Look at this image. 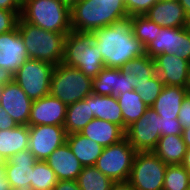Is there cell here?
<instances>
[{"label":"cell","instance_id":"1","mask_svg":"<svg viewBox=\"0 0 190 190\" xmlns=\"http://www.w3.org/2000/svg\"><path fill=\"white\" fill-rule=\"evenodd\" d=\"M90 34L105 67L120 69L131 59L145 54V47L134 36L131 16L95 29Z\"/></svg>","mask_w":190,"mask_h":190},{"label":"cell","instance_id":"2","mask_svg":"<svg viewBox=\"0 0 190 190\" xmlns=\"http://www.w3.org/2000/svg\"><path fill=\"white\" fill-rule=\"evenodd\" d=\"M70 14L72 31L77 33H91L129 16L124 0H80Z\"/></svg>","mask_w":190,"mask_h":190},{"label":"cell","instance_id":"3","mask_svg":"<svg viewBox=\"0 0 190 190\" xmlns=\"http://www.w3.org/2000/svg\"><path fill=\"white\" fill-rule=\"evenodd\" d=\"M17 28L29 59L45 61L54 66L62 63L64 41L67 34L44 30L24 21L21 17L18 20Z\"/></svg>","mask_w":190,"mask_h":190},{"label":"cell","instance_id":"4","mask_svg":"<svg viewBox=\"0 0 190 190\" xmlns=\"http://www.w3.org/2000/svg\"><path fill=\"white\" fill-rule=\"evenodd\" d=\"M20 17L47 31L62 34L72 31L70 7L59 0H25Z\"/></svg>","mask_w":190,"mask_h":190},{"label":"cell","instance_id":"5","mask_svg":"<svg viewBox=\"0 0 190 190\" xmlns=\"http://www.w3.org/2000/svg\"><path fill=\"white\" fill-rule=\"evenodd\" d=\"M62 63L78 68L86 76L94 79L105 67L101 53L90 33L71 31L65 37Z\"/></svg>","mask_w":190,"mask_h":190},{"label":"cell","instance_id":"6","mask_svg":"<svg viewBox=\"0 0 190 190\" xmlns=\"http://www.w3.org/2000/svg\"><path fill=\"white\" fill-rule=\"evenodd\" d=\"M93 93V79L78 68L60 63L51 75L50 94L66 106L85 99Z\"/></svg>","mask_w":190,"mask_h":190},{"label":"cell","instance_id":"7","mask_svg":"<svg viewBox=\"0 0 190 190\" xmlns=\"http://www.w3.org/2000/svg\"><path fill=\"white\" fill-rule=\"evenodd\" d=\"M136 153L124 138L118 143L104 147L95 167L113 182L128 181Z\"/></svg>","mask_w":190,"mask_h":190},{"label":"cell","instance_id":"8","mask_svg":"<svg viewBox=\"0 0 190 190\" xmlns=\"http://www.w3.org/2000/svg\"><path fill=\"white\" fill-rule=\"evenodd\" d=\"M167 165L153 152H137L128 182L135 190H163Z\"/></svg>","mask_w":190,"mask_h":190},{"label":"cell","instance_id":"9","mask_svg":"<svg viewBox=\"0 0 190 190\" xmlns=\"http://www.w3.org/2000/svg\"><path fill=\"white\" fill-rule=\"evenodd\" d=\"M54 65L45 61L27 59L14 74V82L32 100H38L50 94L51 75Z\"/></svg>","mask_w":190,"mask_h":190},{"label":"cell","instance_id":"10","mask_svg":"<svg viewBox=\"0 0 190 190\" xmlns=\"http://www.w3.org/2000/svg\"><path fill=\"white\" fill-rule=\"evenodd\" d=\"M160 137V116L150 107L125 131V138L137 152L153 151Z\"/></svg>","mask_w":190,"mask_h":190},{"label":"cell","instance_id":"11","mask_svg":"<svg viewBox=\"0 0 190 190\" xmlns=\"http://www.w3.org/2000/svg\"><path fill=\"white\" fill-rule=\"evenodd\" d=\"M169 53L190 61V26L182 28L161 27L156 39L145 47V54L154 58L158 54Z\"/></svg>","mask_w":190,"mask_h":190},{"label":"cell","instance_id":"12","mask_svg":"<svg viewBox=\"0 0 190 190\" xmlns=\"http://www.w3.org/2000/svg\"><path fill=\"white\" fill-rule=\"evenodd\" d=\"M29 151L36 160L45 161L59 146L66 142L64 126L37 125L28 126Z\"/></svg>","mask_w":190,"mask_h":190},{"label":"cell","instance_id":"13","mask_svg":"<svg viewBox=\"0 0 190 190\" xmlns=\"http://www.w3.org/2000/svg\"><path fill=\"white\" fill-rule=\"evenodd\" d=\"M156 73L168 86L188 87L190 78V61L175 54L161 53L154 57Z\"/></svg>","mask_w":190,"mask_h":190},{"label":"cell","instance_id":"14","mask_svg":"<svg viewBox=\"0 0 190 190\" xmlns=\"http://www.w3.org/2000/svg\"><path fill=\"white\" fill-rule=\"evenodd\" d=\"M67 106L51 94L33 101L29 116V126H64Z\"/></svg>","mask_w":190,"mask_h":190},{"label":"cell","instance_id":"15","mask_svg":"<svg viewBox=\"0 0 190 190\" xmlns=\"http://www.w3.org/2000/svg\"><path fill=\"white\" fill-rule=\"evenodd\" d=\"M33 101L16 82L4 85L0 104L17 125H28Z\"/></svg>","mask_w":190,"mask_h":190},{"label":"cell","instance_id":"16","mask_svg":"<svg viewBox=\"0 0 190 190\" xmlns=\"http://www.w3.org/2000/svg\"><path fill=\"white\" fill-rule=\"evenodd\" d=\"M27 59V49L17 27L0 34V67L15 74Z\"/></svg>","mask_w":190,"mask_h":190},{"label":"cell","instance_id":"17","mask_svg":"<svg viewBox=\"0 0 190 190\" xmlns=\"http://www.w3.org/2000/svg\"><path fill=\"white\" fill-rule=\"evenodd\" d=\"M145 16L164 28H182L190 26V18L179 1L159 0Z\"/></svg>","mask_w":190,"mask_h":190},{"label":"cell","instance_id":"18","mask_svg":"<svg viewBox=\"0 0 190 190\" xmlns=\"http://www.w3.org/2000/svg\"><path fill=\"white\" fill-rule=\"evenodd\" d=\"M36 161L29 149L18 152L6 161L5 176L11 188L31 186L33 165Z\"/></svg>","mask_w":190,"mask_h":190},{"label":"cell","instance_id":"19","mask_svg":"<svg viewBox=\"0 0 190 190\" xmlns=\"http://www.w3.org/2000/svg\"><path fill=\"white\" fill-rule=\"evenodd\" d=\"M45 161L55 172L58 181H77L79 174L83 170V165L72 153L67 142L59 146Z\"/></svg>","mask_w":190,"mask_h":190},{"label":"cell","instance_id":"20","mask_svg":"<svg viewBox=\"0 0 190 190\" xmlns=\"http://www.w3.org/2000/svg\"><path fill=\"white\" fill-rule=\"evenodd\" d=\"M80 134L103 147L118 143L125 138V131L120 126L96 118H93Z\"/></svg>","mask_w":190,"mask_h":190},{"label":"cell","instance_id":"21","mask_svg":"<svg viewBox=\"0 0 190 190\" xmlns=\"http://www.w3.org/2000/svg\"><path fill=\"white\" fill-rule=\"evenodd\" d=\"M188 94L185 87L164 85L162 92L150 107L162 118L178 119L181 104Z\"/></svg>","mask_w":190,"mask_h":190},{"label":"cell","instance_id":"22","mask_svg":"<svg viewBox=\"0 0 190 190\" xmlns=\"http://www.w3.org/2000/svg\"><path fill=\"white\" fill-rule=\"evenodd\" d=\"M66 142L79 162L86 166H95L104 147L80 133L67 134Z\"/></svg>","mask_w":190,"mask_h":190},{"label":"cell","instance_id":"23","mask_svg":"<svg viewBox=\"0 0 190 190\" xmlns=\"http://www.w3.org/2000/svg\"><path fill=\"white\" fill-rule=\"evenodd\" d=\"M90 108L94 118L105 120L120 126L124 130L122 109L116 96L90 94Z\"/></svg>","mask_w":190,"mask_h":190},{"label":"cell","instance_id":"24","mask_svg":"<svg viewBox=\"0 0 190 190\" xmlns=\"http://www.w3.org/2000/svg\"><path fill=\"white\" fill-rule=\"evenodd\" d=\"M29 146L28 125H17L13 129L0 130V154L9 159Z\"/></svg>","mask_w":190,"mask_h":190},{"label":"cell","instance_id":"25","mask_svg":"<svg viewBox=\"0 0 190 190\" xmlns=\"http://www.w3.org/2000/svg\"><path fill=\"white\" fill-rule=\"evenodd\" d=\"M186 149L182 135H166L160 137L153 152L166 165H181Z\"/></svg>","mask_w":190,"mask_h":190},{"label":"cell","instance_id":"26","mask_svg":"<svg viewBox=\"0 0 190 190\" xmlns=\"http://www.w3.org/2000/svg\"><path fill=\"white\" fill-rule=\"evenodd\" d=\"M93 118L94 115L90 108V95L68 105L64 123L66 134L80 133Z\"/></svg>","mask_w":190,"mask_h":190},{"label":"cell","instance_id":"27","mask_svg":"<svg viewBox=\"0 0 190 190\" xmlns=\"http://www.w3.org/2000/svg\"><path fill=\"white\" fill-rule=\"evenodd\" d=\"M120 69L122 72L130 75L129 79L134 90L137 84L147 82L157 74L154 58H151L147 54L131 59Z\"/></svg>","mask_w":190,"mask_h":190},{"label":"cell","instance_id":"28","mask_svg":"<svg viewBox=\"0 0 190 190\" xmlns=\"http://www.w3.org/2000/svg\"><path fill=\"white\" fill-rule=\"evenodd\" d=\"M116 98L122 109L124 131H126L127 127L139 120L149 107L135 90L119 94Z\"/></svg>","mask_w":190,"mask_h":190},{"label":"cell","instance_id":"29","mask_svg":"<svg viewBox=\"0 0 190 190\" xmlns=\"http://www.w3.org/2000/svg\"><path fill=\"white\" fill-rule=\"evenodd\" d=\"M77 183L80 190H110L114 182L95 166H86L79 174Z\"/></svg>","mask_w":190,"mask_h":190},{"label":"cell","instance_id":"30","mask_svg":"<svg viewBox=\"0 0 190 190\" xmlns=\"http://www.w3.org/2000/svg\"><path fill=\"white\" fill-rule=\"evenodd\" d=\"M131 18L134 36L146 47L156 39V35L160 33L161 26L152 22L145 15H133Z\"/></svg>","mask_w":190,"mask_h":190},{"label":"cell","instance_id":"31","mask_svg":"<svg viewBox=\"0 0 190 190\" xmlns=\"http://www.w3.org/2000/svg\"><path fill=\"white\" fill-rule=\"evenodd\" d=\"M55 172L46 161L37 160L33 165L31 187L33 190H53L57 184Z\"/></svg>","mask_w":190,"mask_h":190},{"label":"cell","instance_id":"32","mask_svg":"<svg viewBox=\"0 0 190 190\" xmlns=\"http://www.w3.org/2000/svg\"><path fill=\"white\" fill-rule=\"evenodd\" d=\"M163 190H190V172L182 165H167Z\"/></svg>","mask_w":190,"mask_h":190},{"label":"cell","instance_id":"33","mask_svg":"<svg viewBox=\"0 0 190 190\" xmlns=\"http://www.w3.org/2000/svg\"><path fill=\"white\" fill-rule=\"evenodd\" d=\"M118 69L104 67L93 79V93L103 96H117Z\"/></svg>","mask_w":190,"mask_h":190},{"label":"cell","instance_id":"34","mask_svg":"<svg viewBox=\"0 0 190 190\" xmlns=\"http://www.w3.org/2000/svg\"><path fill=\"white\" fill-rule=\"evenodd\" d=\"M163 88L164 83L162 82L158 74H156L151 77L149 81L143 82L142 84H137L135 91H137L143 102L148 107H151L162 92Z\"/></svg>","mask_w":190,"mask_h":190},{"label":"cell","instance_id":"35","mask_svg":"<svg viewBox=\"0 0 190 190\" xmlns=\"http://www.w3.org/2000/svg\"><path fill=\"white\" fill-rule=\"evenodd\" d=\"M21 11L0 9V34L7 33L17 27Z\"/></svg>","mask_w":190,"mask_h":190},{"label":"cell","instance_id":"36","mask_svg":"<svg viewBox=\"0 0 190 190\" xmlns=\"http://www.w3.org/2000/svg\"><path fill=\"white\" fill-rule=\"evenodd\" d=\"M159 0H124L129 16L145 15V13Z\"/></svg>","mask_w":190,"mask_h":190},{"label":"cell","instance_id":"37","mask_svg":"<svg viewBox=\"0 0 190 190\" xmlns=\"http://www.w3.org/2000/svg\"><path fill=\"white\" fill-rule=\"evenodd\" d=\"M161 137L166 135H182V125L178 119L160 117Z\"/></svg>","mask_w":190,"mask_h":190},{"label":"cell","instance_id":"38","mask_svg":"<svg viewBox=\"0 0 190 190\" xmlns=\"http://www.w3.org/2000/svg\"><path fill=\"white\" fill-rule=\"evenodd\" d=\"M178 120L182 125V128L190 127V94H187L181 104V109L178 114Z\"/></svg>","mask_w":190,"mask_h":190},{"label":"cell","instance_id":"39","mask_svg":"<svg viewBox=\"0 0 190 190\" xmlns=\"http://www.w3.org/2000/svg\"><path fill=\"white\" fill-rule=\"evenodd\" d=\"M130 75L118 69L117 95L134 90L129 79Z\"/></svg>","mask_w":190,"mask_h":190},{"label":"cell","instance_id":"40","mask_svg":"<svg viewBox=\"0 0 190 190\" xmlns=\"http://www.w3.org/2000/svg\"><path fill=\"white\" fill-rule=\"evenodd\" d=\"M17 126L15 121L7 114L0 104V130L13 129Z\"/></svg>","mask_w":190,"mask_h":190},{"label":"cell","instance_id":"41","mask_svg":"<svg viewBox=\"0 0 190 190\" xmlns=\"http://www.w3.org/2000/svg\"><path fill=\"white\" fill-rule=\"evenodd\" d=\"M53 190H80L77 181L59 180Z\"/></svg>","mask_w":190,"mask_h":190},{"label":"cell","instance_id":"42","mask_svg":"<svg viewBox=\"0 0 190 190\" xmlns=\"http://www.w3.org/2000/svg\"><path fill=\"white\" fill-rule=\"evenodd\" d=\"M0 9L21 11L22 3L19 0H0Z\"/></svg>","mask_w":190,"mask_h":190},{"label":"cell","instance_id":"43","mask_svg":"<svg viewBox=\"0 0 190 190\" xmlns=\"http://www.w3.org/2000/svg\"><path fill=\"white\" fill-rule=\"evenodd\" d=\"M14 81V74L0 67V85H6Z\"/></svg>","mask_w":190,"mask_h":190},{"label":"cell","instance_id":"44","mask_svg":"<svg viewBox=\"0 0 190 190\" xmlns=\"http://www.w3.org/2000/svg\"><path fill=\"white\" fill-rule=\"evenodd\" d=\"M110 190H135L128 181L114 182Z\"/></svg>","mask_w":190,"mask_h":190},{"label":"cell","instance_id":"45","mask_svg":"<svg viewBox=\"0 0 190 190\" xmlns=\"http://www.w3.org/2000/svg\"><path fill=\"white\" fill-rule=\"evenodd\" d=\"M0 190H11V186L5 176L4 168H0Z\"/></svg>","mask_w":190,"mask_h":190},{"label":"cell","instance_id":"46","mask_svg":"<svg viewBox=\"0 0 190 190\" xmlns=\"http://www.w3.org/2000/svg\"><path fill=\"white\" fill-rule=\"evenodd\" d=\"M181 165L190 172V147L186 149V154L184 155V159Z\"/></svg>","mask_w":190,"mask_h":190},{"label":"cell","instance_id":"47","mask_svg":"<svg viewBox=\"0 0 190 190\" xmlns=\"http://www.w3.org/2000/svg\"><path fill=\"white\" fill-rule=\"evenodd\" d=\"M182 137H183V140L186 144V147L189 148L190 147V127L189 128H183Z\"/></svg>","mask_w":190,"mask_h":190},{"label":"cell","instance_id":"48","mask_svg":"<svg viewBox=\"0 0 190 190\" xmlns=\"http://www.w3.org/2000/svg\"><path fill=\"white\" fill-rule=\"evenodd\" d=\"M179 2L182 5V7L184 8L186 14L190 18V0H179Z\"/></svg>","mask_w":190,"mask_h":190},{"label":"cell","instance_id":"49","mask_svg":"<svg viewBox=\"0 0 190 190\" xmlns=\"http://www.w3.org/2000/svg\"><path fill=\"white\" fill-rule=\"evenodd\" d=\"M59 1H61L62 3L66 4L71 8L74 4H76L80 0H59Z\"/></svg>","mask_w":190,"mask_h":190},{"label":"cell","instance_id":"50","mask_svg":"<svg viewBox=\"0 0 190 190\" xmlns=\"http://www.w3.org/2000/svg\"><path fill=\"white\" fill-rule=\"evenodd\" d=\"M7 159H5L1 154H0V168H4L6 165Z\"/></svg>","mask_w":190,"mask_h":190},{"label":"cell","instance_id":"51","mask_svg":"<svg viewBox=\"0 0 190 190\" xmlns=\"http://www.w3.org/2000/svg\"><path fill=\"white\" fill-rule=\"evenodd\" d=\"M11 190H33L31 186H24L20 188H11Z\"/></svg>","mask_w":190,"mask_h":190},{"label":"cell","instance_id":"52","mask_svg":"<svg viewBox=\"0 0 190 190\" xmlns=\"http://www.w3.org/2000/svg\"><path fill=\"white\" fill-rule=\"evenodd\" d=\"M3 89H4V85H0V99H1V96H2Z\"/></svg>","mask_w":190,"mask_h":190},{"label":"cell","instance_id":"53","mask_svg":"<svg viewBox=\"0 0 190 190\" xmlns=\"http://www.w3.org/2000/svg\"><path fill=\"white\" fill-rule=\"evenodd\" d=\"M187 90H188V94H190V78H189V84H188Z\"/></svg>","mask_w":190,"mask_h":190}]
</instances>
